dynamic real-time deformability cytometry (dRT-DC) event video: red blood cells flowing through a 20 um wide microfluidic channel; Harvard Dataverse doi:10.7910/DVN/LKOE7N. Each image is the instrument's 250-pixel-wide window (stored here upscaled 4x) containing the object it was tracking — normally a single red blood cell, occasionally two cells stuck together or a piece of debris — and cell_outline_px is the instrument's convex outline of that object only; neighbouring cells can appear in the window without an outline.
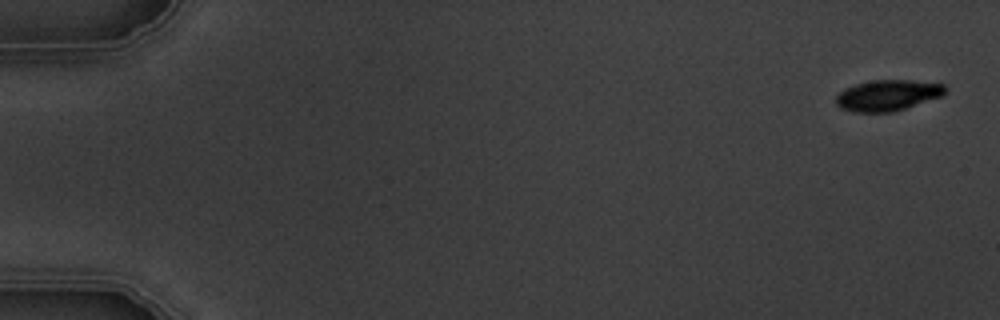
{"species": "common noctule bat (a hibernating species)", "species_latin": "Nyctalus noctula", "temperature_condition": "warm", "stored_images_in_passage": 8, "camera_frame_rate_fps": 3000, "um_per_image_px": 0.085, "animal": {"sex": "male", "body_mass_g": 19.5, "forearm_length_mm": 54.6}, "frame": {"image": 1, "passage_image": 1, "time_ms": 0.0, "image_size_px": [1000, 320], "cell_outline_px": [[944, 96], [892, 112], [852, 112], [840, 108], [836, 104], [836, 96], [844, 88], [856, 84], [876, 80], [912, 80], [944, 84]], "centroid_in_image_um": [75.44, 8.11], "position_along_channel_um": 9.6, "area_um2": 19.65}}
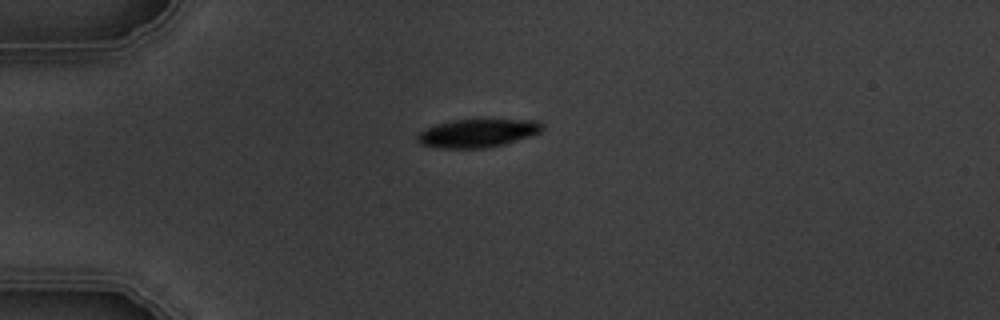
{"frame": {"image": 2, "passage_image": 5, "time_ms": 4.333, "image_size_px": [1000, 320], "cell_outline_px": [[544, 128], [540, 132], [504, 144], [484, 148], [440, 148], [420, 144], [416, 140], [416, 136], [424, 128], [436, 124], [452, 120], [540, 120], [544, 124]], "centroid_in_image_um": [40.57, 11.31], "position_along_channel_um": 44.4, "area_um2": 20.52}}
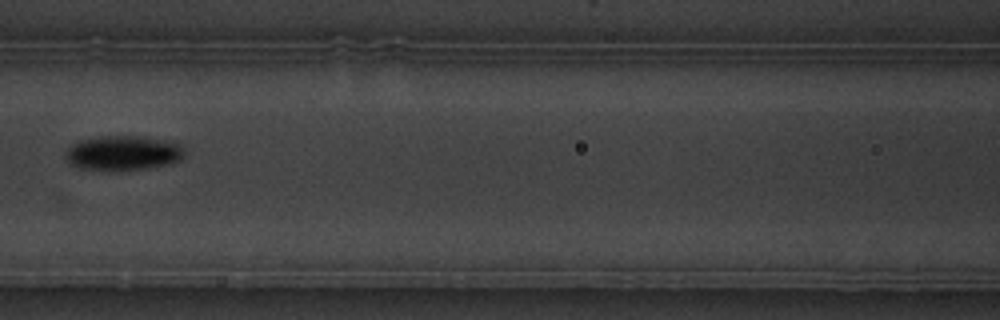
{"frame": {"image": 3, "passage_image": 8, "time_ms": 8.0, "image_size_px": [1000, 320], "cell_outline_px": [[184, 156], [180, 160], [168, 164], [148, 168], [80, 168], [72, 164], [68, 160], [68, 148], [72, 144], [80, 140], [100, 136], [132, 136], [168, 140], [180, 144], [184, 148]], "centroid_in_image_um": [10.53, 12.96], "position_along_channel_um": 156.1, "area_um2": 23.18}}